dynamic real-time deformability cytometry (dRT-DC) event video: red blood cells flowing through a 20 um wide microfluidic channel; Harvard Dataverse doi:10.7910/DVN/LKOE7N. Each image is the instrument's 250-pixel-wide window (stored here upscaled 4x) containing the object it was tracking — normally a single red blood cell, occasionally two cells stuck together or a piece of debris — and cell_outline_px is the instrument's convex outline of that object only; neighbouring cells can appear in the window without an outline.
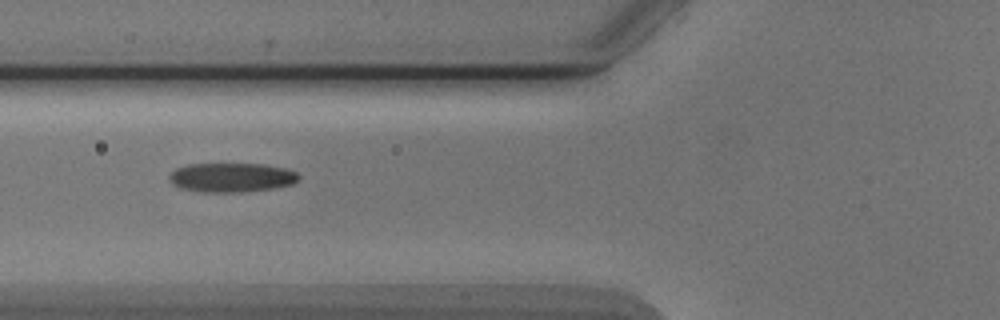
{"species": "Egyptian fruit bat (a non-hibernating species)", "species_latin": "Rousettus aegyptiacus", "temperature_condition": "cold", "stored_images_in_passage": 5, "camera_frame_rate_fps": 3000, "um_per_image_px": 0.085, "animal": {"sex": "male"}, "frame": {"image": 1, "passage_image": 2, "time_ms": 1.333, "image_size_px": [1000, 320], "cell_outline_px": [[300, 180], [292, 184], [272, 188], [232, 192], [204, 192], [180, 188], [172, 184], [168, 180], [168, 176], [176, 168], [188, 164], [264, 164], [288, 168], [296, 172], [300, 176]], "centroid_in_image_um": [19.68, 15.07], "position_along_channel_um": 106.1, "area_um2": 22.08}}
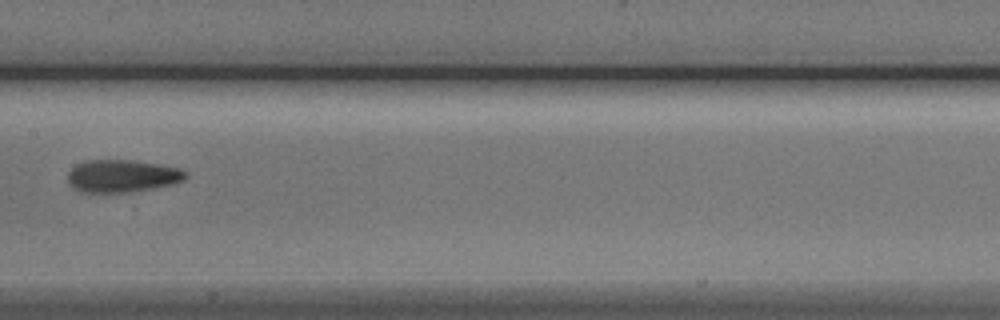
{"frame": {"image": 2, "passage_image": 4, "time_ms": 3.667, "image_size_px": [1000, 320], "cell_outline_px": [[188, 176], [184, 180], [172, 184], [132, 192], [76, 192], [68, 184], [68, 172], [76, 164], [88, 160], [132, 160], [180, 168], [188, 172]], "centroid_in_image_um": [10.36, 14.96], "position_along_channel_um": 197.0, "area_um2": 22.48}}
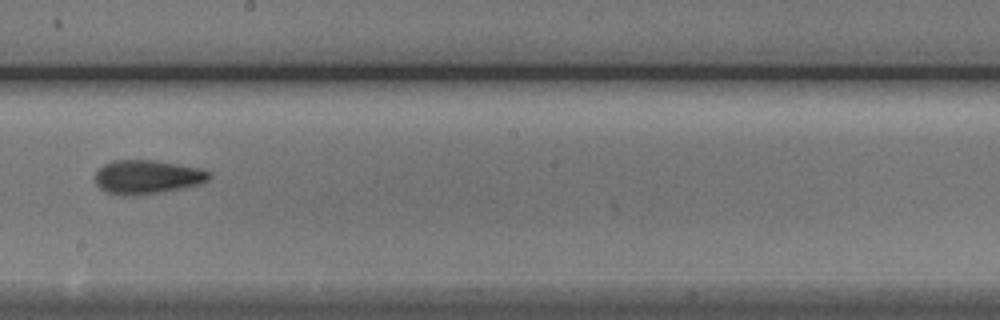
{"frame": {"image": 3, "passage_image": 5, "time_ms": 4.667, "image_size_px": [1000, 320], "cell_outline_px": [[212, 176], [208, 180], [200, 184], [184, 188], [136, 196], [120, 196], [104, 192], [96, 184], [96, 172], [104, 164], [112, 160], [156, 160], [204, 168], [212, 172]], "centroid_in_image_um": [12.55, 15.05], "position_along_channel_um": 235.6, "area_um2": 23.06}}